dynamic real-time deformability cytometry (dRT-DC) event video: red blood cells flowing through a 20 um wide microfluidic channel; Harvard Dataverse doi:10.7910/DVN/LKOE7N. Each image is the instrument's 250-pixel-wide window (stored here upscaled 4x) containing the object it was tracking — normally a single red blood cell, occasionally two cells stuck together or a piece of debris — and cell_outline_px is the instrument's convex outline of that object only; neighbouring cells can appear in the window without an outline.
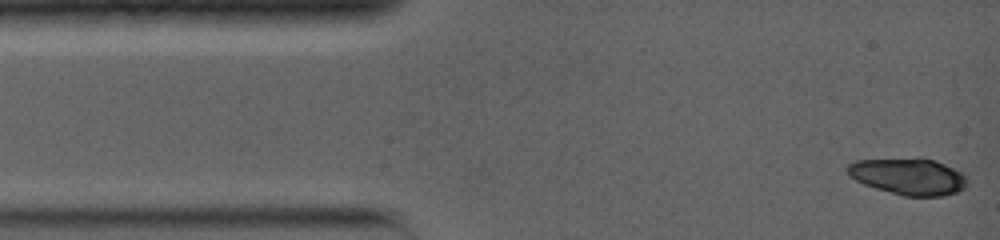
{"species": "common noctule bat (a hibernating species)", "species_latin": "Nyctalus noctula", "temperature_condition": "warm", "stored_images_in_passage": 4, "camera_frame_rate_fps": 5000, "um_per_image_px": 0.085, "animal": {"sex": "female", "body_mass_g": 19.0, "forearm_length_mm": 56.7}, "frame": {"image": 1, "passage_image": 1, "time_ms": 0.0, "image_size_px": [1000, 240], "cell_outline_px": [[968, 184], [964, 188], [956, 192], [944, 196], [904, 196], [876, 188], [864, 184], [848, 176], [848, 164], [856, 160], [920, 156], [944, 164], [960, 172], [964, 176]], "centroid_in_image_um": [77.19, 14.97], "position_along_channel_um": 7.8, "area_um2": 25.78}}